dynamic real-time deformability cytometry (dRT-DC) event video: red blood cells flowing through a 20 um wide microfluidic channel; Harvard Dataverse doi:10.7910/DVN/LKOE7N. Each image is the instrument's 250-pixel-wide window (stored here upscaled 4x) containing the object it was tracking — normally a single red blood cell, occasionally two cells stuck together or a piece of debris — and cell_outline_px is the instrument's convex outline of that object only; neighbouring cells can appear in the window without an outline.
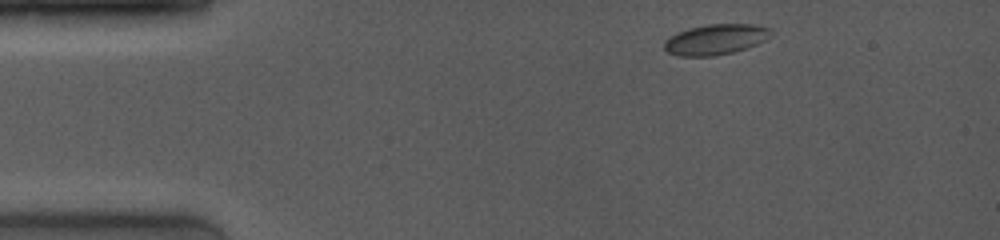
{"species": "common noctule bat (a hibernating species)", "species_latin": "Nyctalus noctula", "temperature_condition": "room temperature", "stored_images_in_passage": 17, "camera_frame_rate_fps": 4000, "um_per_image_px": 0.085, "animal": {"sex": "female", "body_mass_g": 19.0, "forearm_length_mm": 53.3}, "frame": {"image": 1, "passage_image": 1, "time_ms": 0.0, "image_size_px": [1000, 240], "cell_outline_px": [[772, 32], [764, 40], [748, 48], [732, 52], [712, 56], [680, 56], [668, 52], [664, 48], [664, 40], [668, 36], [688, 28], [704, 24], [752, 24], [768, 28]], "centroid_in_image_um": [60.77, 3.35], "position_along_channel_um": 24.2, "area_um2": 18.9}}
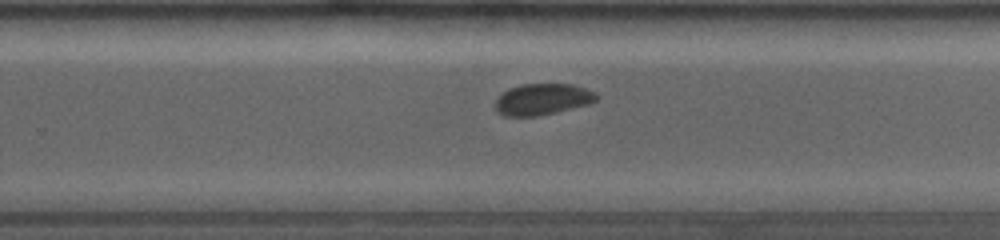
{"frame": {"image": 2, "passage_image": 13, "time_ms": 8.25, "image_size_px": [1000, 240], "cell_outline_px": [[596, 100], [588, 104], [556, 112], [536, 116], [504, 116], [496, 112], [496, 100], [508, 88], [520, 84], [572, 84], [596, 92]], "centroid_in_image_um": [46.09, 8.44], "position_along_channel_um": 283.7, "area_um2": 18.32}}
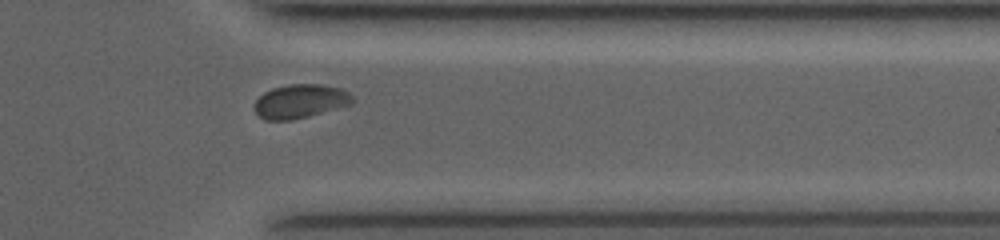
{"frame": {"image": 3, "passage_image": 17, "time_ms": 10.75, "image_size_px": [1000, 240], "cell_outline_px": [[356, 100], [352, 104], [308, 116], [292, 120], [264, 120], [256, 112], [256, 100], [264, 92], [272, 88], [288, 84], [324, 84], [344, 88]], "centroid_in_image_um": [25.57, 8.59], "position_along_channel_um": 385.8, "area_um2": 19.42}}